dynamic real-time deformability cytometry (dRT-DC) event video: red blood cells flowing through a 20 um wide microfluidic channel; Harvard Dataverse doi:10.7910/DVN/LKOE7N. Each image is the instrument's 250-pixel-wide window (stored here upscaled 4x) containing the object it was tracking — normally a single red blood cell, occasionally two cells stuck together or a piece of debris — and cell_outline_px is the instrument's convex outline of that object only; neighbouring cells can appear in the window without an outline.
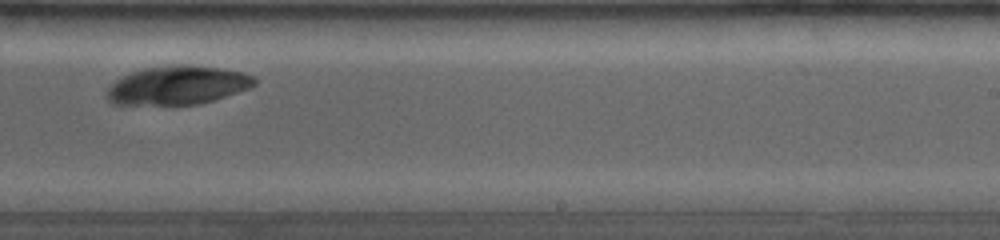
{"species": "common noctule bat (a hibernating species)", "species_latin": "Nyctalus noctula", "temperature_condition": "room temperature", "stored_images_in_passage": 8, "camera_frame_rate_fps": 4000, "um_per_image_px": 0.085, "animal": {"sex": "female", "body_mass_g": 19.0, "forearm_length_mm": 53.3}, "frame": {"image": 1, "passage_image": 7, "time_ms": 6.0, "image_size_px": [1000, 240], "cell_outline_px": [[256, 84], [248, 88], [200, 104], [112, 104], [104, 96], [108, 88], [116, 80], [132, 72], [144, 68], [172, 64], [184, 64], [220, 68], [244, 72], [252, 76], [256, 80]], "centroid_in_image_um": [15.07, 7.23], "position_along_channel_um": 273.9, "area_um2": 33.06}}